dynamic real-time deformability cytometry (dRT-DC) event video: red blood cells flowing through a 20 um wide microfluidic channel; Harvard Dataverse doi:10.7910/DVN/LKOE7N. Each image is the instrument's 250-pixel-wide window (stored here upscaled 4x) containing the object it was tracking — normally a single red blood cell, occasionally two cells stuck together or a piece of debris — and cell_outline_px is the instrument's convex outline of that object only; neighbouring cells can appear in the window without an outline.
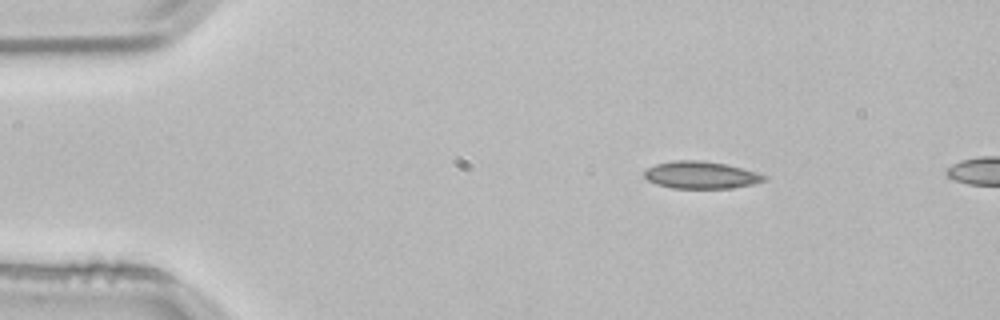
{"species": "common noctule bat (a hibernating species)", "species_latin": "Nyctalus noctula", "temperature_condition": "room temperature", "stored_images_in_passage": 2, "camera_frame_rate_fps": 3000, "um_per_image_px": 0.085, "animal": {"sex": "male", "body_mass_g": 21.5, "forearm_length_mm": 52.0}, "frame": {"image": 1, "passage_image": 1, "time_ms": 0.0, "image_size_px": [1000, 320], "cell_outline_px": [[768, 180], [752, 184], [728, 188], [672, 188], [656, 184], [648, 180], [644, 176], [644, 168], [656, 164], [672, 160], [704, 160], [728, 164], [756, 172], [768, 176]], "centroid_in_image_um": [59.57, 14.86], "position_along_channel_um": 25.4, "area_um2": 19.25}}